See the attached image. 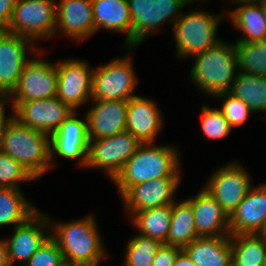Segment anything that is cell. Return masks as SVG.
I'll use <instances>...</instances> for the list:
<instances>
[{"label": "cell", "mask_w": 266, "mask_h": 266, "mask_svg": "<svg viewBox=\"0 0 266 266\" xmlns=\"http://www.w3.org/2000/svg\"><path fill=\"white\" fill-rule=\"evenodd\" d=\"M49 139L46 133L22 125L11 116L3 130L0 152L14 158L36 179L51 167Z\"/></svg>", "instance_id": "cell-1"}, {"label": "cell", "mask_w": 266, "mask_h": 266, "mask_svg": "<svg viewBox=\"0 0 266 266\" xmlns=\"http://www.w3.org/2000/svg\"><path fill=\"white\" fill-rule=\"evenodd\" d=\"M142 143L114 179L120 194L129 187L164 177H180L178 151L169 146Z\"/></svg>", "instance_id": "cell-2"}, {"label": "cell", "mask_w": 266, "mask_h": 266, "mask_svg": "<svg viewBox=\"0 0 266 266\" xmlns=\"http://www.w3.org/2000/svg\"><path fill=\"white\" fill-rule=\"evenodd\" d=\"M191 77L201 90L212 94L227 92L237 78L238 67L235 45L219 41L212 48L195 55ZM235 76V77H234Z\"/></svg>", "instance_id": "cell-3"}, {"label": "cell", "mask_w": 266, "mask_h": 266, "mask_svg": "<svg viewBox=\"0 0 266 266\" xmlns=\"http://www.w3.org/2000/svg\"><path fill=\"white\" fill-rule=\"evenodd\" d=\"M51 237L65 262L97 266L106 255L93 217L56 225ZM55 231V232H54Z\"/></svg>", "instance_id": "cell-4"}, {"label": "cell", "mask_w": 266, "mask_h": 266, "mask_svg": "<svg viewBox=\"0 0 266 266\" xmlns=\"http://www.w3.org/2000/svg\"><path fill=\"white\" fill-rule=\"evenodd\" d=\"M54 0H17L7 32L28 39L49 38L56 32Z\"/></svg>", "instance_id": "cell-5"}, {"label": "cell", "mask_w": 266, "mask_h": 266, "mask_svg": "<svg viewBox=\"0 0 266 266\" xmlns=\"http://www.w3.org/2000/svg\"><path fill=\"white\" fill-rule=\"evenodd\" d=\"M218 18L219 16L198 11L180 15L174 23L178 55H197L216 45L220 41L215 36Z\"/></svg>", "instance_id": "cell-6"}, {"label": "cell", "mask_w": 266, "mask_h": 266, "mask_svg": "<svg viewBox=\"0 0 266 266\" xmlns=\"http://www.w3.org/2000/svg\"><path fill=\"white\" fill-rule=\"evenodd\" d=\"M142 143L130 132L89 140L86 167H101L114 179Z\"/></svg>", "instance_id": "cell-7"}, {"label": "cell", "mask_w": 266, "mask_h": 266, "mask_svg": "<svg viewBox=\"0 0 266 266\" xmlns=\"http://www.w3.org/2000/svg\"><path fill=\"white\" fill-rule=\"evenodd\" d=\"M128 57L99 66L92 74L93 100H130L136 84L132 61Z\"/></svg>", "instance_id": "cell-8"}, {"label": "cell", "mask_w": 266, "mask_h": 266, "mask_svg": "<svg viewBox=\"0 0 266 266\" xmlns=\"http://www.w3.org/2000/svg\"><path fill=\"white\" fill-rule=\"evenodd\" d=\"M193 0H128V8L132 18V46L143 42L167 19L175 21L180 17L178 11ZM176 15L177 18L171 16ZM171 17V18H170Z\"/></svg>", "instance_id": "cell-9"}, {"label": "cell", "mask_w": 266, "mask_h": 266, "mask_svg": "<svg viewBox=\"0 0 266 266\" xmlns=\"http://www.w3.org/2000/svg\"><path fill=\"white\" fill-rule=\"evenodd\" d=\"M57 86L56 65L40 59L30 60L25 64L15 88L6 98H13L12 102H26L56 97Z\"/></svg>", "instance_id": "cell-10"}, {"label": "cell", "mask_w": 266, "mask_h": 266, "mask_svg": "<svg viewBox=\"0 0 266 266\" xmlns=\"http://www.w3.org/2000/svg\"><path fill=\"white\" fill-rule=\"evenodd\" d=\"M11 103L13 117L22 125L50 136L74 112L58 97Z\"/></svg>", "instance_id": "cell-11"}, {"label": "cell", "mask_w": 266, "mask_h": 266, "mask_svg": "<svg viewBox=\"0 0 266 266\" xmlns=\"http://www.w3.org/2000/svg\"><path fill=\"white\" fill-rule=\"evenodd\" d=\"M248 176L243 167L231 163L215 172L204 189L230 216L252 188Z\"/></svg>", "instance_id": "cell-12"}, {"label": "cell", "mask_w": 266, "mask_h": 266, "mask_svg": "<svg viewBox=\"0 0 266 266\" xmlns=\"http://www.w3.org/2000/svg\"><path fill=\"white\" fill-rule=\"evenodd\" d=\"M63 61L56 66L58 74L56 97L75 111L88 98H92L93 70L90 71L87 63L80 60Z\"/></svg>", "instance_id": "cell-13"}, {"label": "cell", "mask_w": 266, "mask_h": 266, "mask_svg": "<svg viewBox=\"0 0 266 266\" xmlns=\"http://www.w3.org/2000/svg\"><path fill=\"white\" fill-rule=\"evenodd\" d=\"M29 41L21 35L0 31V102L4 105L28 62L25 52Z\"/></svg>", "instance_id": "cell-14"}, {"label": "cell", "mask_w": 266, "mask_h": 266, "mask_svg": "<svg viewBox=\"0 0 266 266\" xmlns=\"http://www.w3.org/2000/svg\"><path fill=\"white\" fill-rule=\"evenodd\" d=\"M96 105L86 113L89 140L102 139L126 131L129 100H93Z\"/></svg>", "instance_id": "cell-15"}, {"label": "cell", "mask_w": 266, "mask_h": 266, "mask_svg": "<svg viewBox=\"0 0 266 266\" xmlns=\"http://www.w3.org/2000/svg\"><path fill=\"white\" fill-rule=\"evenodd\" d=\"M179 180V177H164L143 182L129 187L121 196L127 210L134 215L144 209L172 204Z\"/></svg>", "instance_id": "cell-16"}, {"label": "cell", "mask_w": 266, "mask_h": 266, "mask_svg": "<svg viewBox=\"0 0 266 266\" xmlns=\"http://www.w3.org/2000/svg\"><path fill=\"white\" fill-rule=\"evenodd\" d=\"M47 219L43 214L36 211L24 223L15 226L14 235L10 240L5 241L10 266L16 260H21V262L23 261L26 264L31 256L51 236L46 235L43 230L45 226L49 229Z\"/></svg>", "instance_id": "cell-17"}, {"label": "cell", "mask_w": 266, "mask_h": 266, "mask_svg": "<svg viewBox=\"0 0 266 266\" xmlns=\"http://www.w3.org/2000/svg\"><path fill=\"white\" fill-rule=\"evenodd\" d=\"M74 111L61 126L50 136L51 159L53 152L64 158L80 157L81 165L87 164L89 146L87 119L79 120Z\"/></svg>", "instance_id": "cell-18"}, {"label": "cell", "mask_w": 266, "mask_h": 266, "mask_svg": "<svg viewBox=\"0 0 266 266\" xmlns=\"http://www.w3.org/2000/svg\"><path fill=\"white\" fill-rule=\"evenodd\" d=\"M266 221V184L251 188L229 216L230 235L258 234Z\"/></svg>", "instance_id": "cell-19"}, {"label": "cell", "mask_w": 266, "mask_h": 266, "mask_svg": "<svg viewBox=\"0 0 266 266\" xmlns=\"http://www.w3.org/2000/svg\"><path fill=\"white\" fill-rule=\"evenodd\" d=\"M187 201L192 207L198 237L230 236L229 216L205 189Z\"/></svg>", "instance_id": "cell-20"}, {"label": "cell", "mask_w": 266, "mask_h": 266, "mask_svg": "<svg viewBox=\"0 0 266 266\" xmlns=\"http://www.w3.org/2000/svg\"><path fill=\"white\" fill-rule=\"evenodd\" d=\"M149 99L134 96L127 108L126 131L141 143H152L161 129L162 117Z\"/></svg>", "instance_id": "cell-21"}, {"label": "cell", "mask_w": 266, "mask_h": 266, "mask_svg": "<svg viewBox=\"0 0 266 266\" xmlns=\"http://www.w3.org/2000/svg\"><path fill=\"white\" fill-rule=\"evenodd\" d=\"M56 28L79 41L95 32L91 0H60L56 5Z\"/></svg>", "instance_id": "cell-22"}, {"label": "cell", "mask_w": 266, "mask_h": 266, "mask_svg": "<svg viewBox=\"0 0 266 266\" xmlns=\"http://www.w3.org/2000/svg\"><path fill=\"white\" fill-rule=\"evenodd\" d=\"M95 32L100 28L127 32L126 45L132 47V18L128 0H91Z\"/></svg>", "instance_id": "cell-23"}, {"label": "cell", "mask_w": 266, "mask_h": 266, "mask_svg": "<svg viewBox=\"0 0 266 266\" xmlns=\"http://www.w3.org/2000/svg\"><path fill=\"white\" fill-rule=\"evenodd\" d=\"M183 250L196 266H232L230 236L198 237Z\"/></svg>", "instance_id": "cell-24"}, {"label": "cell", "mask_w": 266, "mask_h": 266, "mask_svg": "<svg viewBox=\"0 0 266 266\" xmlns=\"http://www.w3.org/2000/svg\"><path fill=\"white\" fill-rule=\"evenodd\" d=\"M196 238H198V235L191 204L184 200L177 205L174 201L166 245L184 249Z\"/></svg>", "instance_id": "cell-25"}, {"label": "cell", "mask_w": 266, "mask_h": 266, "mask_svg": "<svg viewBox=\"0 0 266 266\" xmlns=\"http://www.w3.org/2000/svg\"><path fill=\"white\" fill-rule=\"evenodd\" d=\"M232 266H266V240L258 234L230 235Z\"/></svg>", "instance_id": "cell-26"}, {"label": "cell", "mask_w": 266, "mask_h": 266, "mask_svg": "<svg viewBox=\"0 0 266 266\" xmlns=\"http://www.w3.org/2000/svg\"><path fill=\"white\" fill-rule=\"evenodd\" d=\"M239 8L231 12L232 22L237 29L245 33L236 42H255L266 39V21L263 17L261 6L259 3L248 1L238 2Z\"/></svg>", "instance_id": "cell-27"}, {"label": "cell", "mask_w": 266, "mask_h": 266, "mask_svg": "<svg viewBox=\"0 0 266 266\" xmlns=\"http://www.w3.org/2000/svg\"><path fill=\"white\" fill-rule=\"evenodd\" d=\"M171 213L172 204L144 209L134 214L133 223L139 229L140 235L159 240L166 245Z\"/></svg>", "instance_id": "cell-28"}, {"label": "cell", "mask_w": 266, "mask_h": 266, "mask_svg": "<svg viewBox=\"0 0 266 266\" xmlns=\"http://www.w3.org/2000/svg\"><path fill=\"white\" fill-rule=\"evenodd\" d=\"M229 92L241 99L253 112L266 111V77L237 73Z\"/></svg>", "instance_id": "cell-29"}, {"label": "cell", "mask_w": 266, "mask_h": 266, "mask_svg": "<svg viewBox=\"0 0 266 266\" xmlns=\"http://www.w3.org/2000/svg\"><path fill=\"white\" fill-rule=\"evenodd\" d=\"M24 198L18 188H0V226L20 225L37 211Z\"/></svg>", "instance_id": "cell-30"}, {"label": "cell", "mask_w": 266, "mask_h": 266, "mask_svg": "<svg viewBox=\"0 0 266 266\" xmlns=\"http://www.w3.org/2000/svg\"><path fill=\"white\" fill-rule=\"evenodd\" d=\"M238 73L266 77V39L255 42H236ZM242 71V72H241Z\"/></svg>", "instance_id": "cell-31"}, {"label": "cell", "mask_w": 266, "mask_h": 266, "mask_svg": "<svg viewBox=\"0 0 266 266\" xmlns=\"http://www.w3.org/2000/svg\"><path fill=\"white\" fill-rule=\"evenodd\" d=\"M161 246L162 243L159 240L137 235L127 244L126 260L123 266H152Z\"/></svg>", "instance_id": "cell-32"}, {"label": "cell", "mask_w": 266, "mask_h": 266, "mask_svg": "<svg viewBox=\"0 0 266 266\" xmlns=\"http://www.w3.org/2000/svg\"><path fill=\"white\" fill-rule=\"evenodd\" d=\"M35 179L11 156L0 152V188H19L17 181Z\"/></svg>", "instance_id": "cell-33"}, {"label": "cell", "mask_w": 266, "mask_h": 266, "mask_svg": "<svg viewBox=\"0 0 266 266\" xmlns=\"http://www.w3.org/2000/svg\"><path fill=\"white\" fill-rule=\"evenodd\" d=\"M202 111L201 126L207 138L220 139L229 134L232 128L220 110L203 106Z\"/></svg>", "instance_id": "cell-34"}, {"label": "cell", "mask_w": 266, "mask_h": 266, "mask_svg": "<svg viewBox=\"0 0 266 266\" xmlns=\"http://www.w3.org/2000/svg\"><path fill=\"white\" fill-rule=\"evenodd\" d=\"M215 96L225 97L223 107L219 110L228 120L231 128L242 125L248 118L249 113L253 112L247 104L229 91L216 94Z\"/></svg>", "instance_id": "cell-35"}, {"label": "cell", "mask_w": 266, "mask_h": 266, "mask_svg": "<svg viewBox=\"0 0 266 266\" xmlns=\"http://www.w3.org/2000/svg\"><path fill=\"white\" fill-rule=\"evenodd\" d=\"M65 262L56 241L50 236L31 256L25 266H62Z\"/></svg>", "instance_id": "cell-36"}, {"label": "cell", "mask_w": 266, "mask_h": 266, "mask_svg": "<svg viewBox=\"0 0 266 266\" xmlns=\"http://www.w3.org/2000/svg\"><path fill=\"white\" fill-rule=\"evenodd\" d=\"M181 250L179 247L162 244L155 255L152 266H173L175 258Z\"/></svg>", "instance_id": "cell-37"}, {"label": "cell", "mask_w": 266, "mask_h": 266, "mask_svg": "<svg viewBox=\"0 0 266 266\" xmlns=\"http://www.w3.org/2000/svg\"><path fill=\"white\" fill-rule=\"evenodd\" d=\"M17 0H0V31H7Z\"/></svg>", "instance_id": "cell-38"}, {"label": "cell", "mask_w": 266, "mask_h": 266, "mask_svg": "<svg viewBox=\"0 0 266 266\" xmlns=\"http://www.w3.org/2000/svg\"><path fill=\"white\" fill-rule=\"evenodd\" d=\"M173 266H196V265L182 249L176 256Z\"/></svg>", "instance_id": "cell-39"}, {"label": "cell", "mask_w": 266, "mask_h": 266, "mask_svg": "<svg viewBox=\"0 0 266 266\" xmlns=\"http://www.w3.org/2000/svg\"><path fill=\"white\" fill-rule=\"evenodd\" d=\"M0 266H10L7 246L4 240L0 241Z\"/></svg>", "instance_id": "cell-40"}, {"label": "cell", "mask_w": 266, "mask_h": 266, "mask_svg": "<svg viewBox=\"0 0 266 266\" xmlns=\"http://www.w3.org/2000/svg\"><path fill=\"white\" fill-rule=\"evenodd\" d=\"M4 104L0 102V150H1V143H2V134L6 124V121L9 119L5 117V109Z\"/></svg>", "instance_id": "cell-41"}, {"label": "cell", "mask_w": 266, "mask_h": 266, "mask_svg": "<svg viewBox=\"0 0 266 266\" xmlns=\"http://www.w3.org/2000/svg\"><path fill=\"white\" fill-rule=\"evenodd\" d=\"M258 235L261 236L262 238H264L266 240V221H265L262 229L258 233Z\"/></svg>", "instance_id": "cell-42"}, {"label": "cell", "mask_w": 266, "mask_h": 266, "mask_svg": "<svg viewBox=\"0 0 266 266\" xmlns=\"http://www.w3.org/2000/svg\"><path fill=\"white\" fill-rule=\"evenodd\" d=\"M259 4L261 6V10H262L263 17L265 18V21H266V1L261 2Z\"/></svg>", "instance_id": "cell-43"}, {"label": "cell", "mask_w": 266, "mask_h": 266, "mask_svg": "<svg viewBox=\"0 0 266 266\" xmlns=\"http://www.w3.org/2000/svg\"><path fill=\"white\" fill-rule=\"evenodd\" d=\"M62 266H91L87 264H80V263H69V262H64Z\"/></svg>", "instance_id": "cell-44"}, {"label": "cell", "mask_w": 266, "mask_h": 266, "mask_svg": "<svg viewBox=\"0 0 266 266\" xmlns=\"http://www.w3.org/2000/svg\"><path fill=\"white\" fill-rule=\"evenodd\" d=\"M235 1V0H234ZM241 1H248V2H253V3H261V2H264L266 0H236L235 2H241Z\"/></svg>", "instance_id": "cell-45"}]
</instances>
